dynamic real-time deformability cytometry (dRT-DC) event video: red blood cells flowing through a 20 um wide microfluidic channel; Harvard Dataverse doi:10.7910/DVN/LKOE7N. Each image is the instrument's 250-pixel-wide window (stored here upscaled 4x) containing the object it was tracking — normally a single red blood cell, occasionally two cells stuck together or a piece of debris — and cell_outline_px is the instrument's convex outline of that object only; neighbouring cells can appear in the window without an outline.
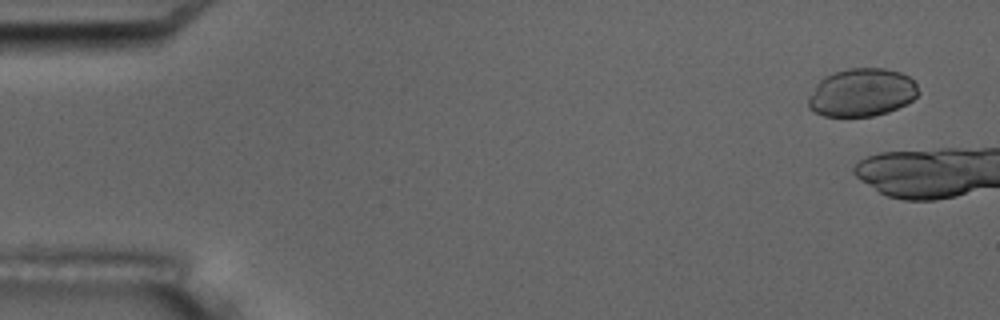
{"species": "common noctule bat (a hibernating species)", "species_latin": "Nyctalus noctula", "temperature_condition": "room temperature", "stored_images_in_passage": 3, "camera_frame_rate_fps": 3000, "um_per_image_px": 0.085, "animal": {"sex": "male", "body_mass_g": 17.5, "forearm_length_mm": 52.3}, "frame": {"image": 1, "passage_image": 1, "time_ms": 0.0, "image_size_px": [1000, 320], "cell_outline_px": [[920, 92], [912, 100], [888, 112], [872, 116], [824, 116], [808, 108], [808, 100], [816, 84], [824, 76], [832, 72], [848, 68], [884, 68], [900, 72], [908, 76], [916, 84]], "centroid_in_image_um": [73.24, 7.85], "position_along_channel_um": 11.8, "area_um2": 30.75}}